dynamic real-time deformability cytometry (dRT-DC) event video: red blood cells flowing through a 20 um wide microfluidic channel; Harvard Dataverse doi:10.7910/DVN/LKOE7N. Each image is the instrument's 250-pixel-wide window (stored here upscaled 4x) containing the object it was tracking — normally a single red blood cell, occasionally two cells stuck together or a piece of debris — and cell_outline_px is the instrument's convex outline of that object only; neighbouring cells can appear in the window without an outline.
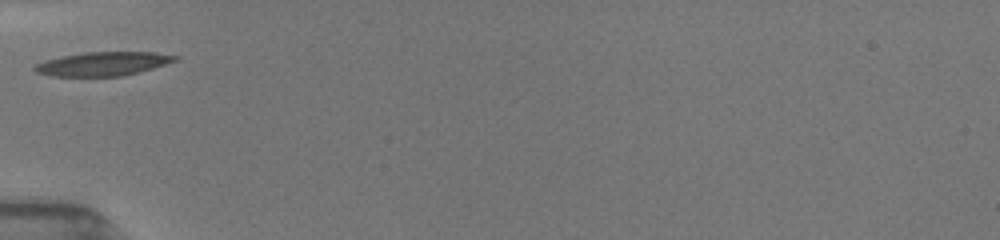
{"species": "common noctule bat (a hibernating species)", "species_latin": "Nyctalus noctula", "temperature_condition": "room temperature", "stored_images_in_passage": 3, "camera_frame_rate_fps": 3000, "um_per_image_px": 0.085, "animal": {"sex": "female", "body_mass_g": 19.5, "forearm_length_mm": 54.1}, "frame": {"image": 1, "passage_image": 1, "time_ms": 0.0, "image_size_px": [1000, 240], "cell_outline_px": [[180, 60], [140, 72], [124, 76], [52, 76], [36, 72], [32, 68], [36, 64], [44, 60], [84, 52], [156, 52], [180, 56]], "centroid_in_image_um": [8.81, 5.42], "position_along_channel_um": 76.2, "area_um2": 19.65}}
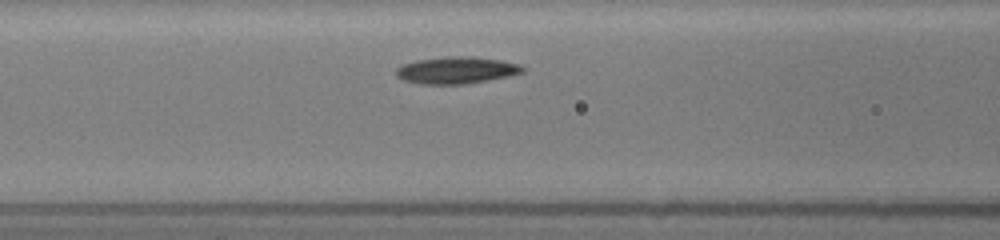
{"frame": {"image": 2, "passage_image": 3, "time_ms": 1.333, "image_size_px": [1000, 240], "cell_outline_px": [[524, 72], [508, 76], [488, 80], [464, 84], [420, 84], [404, 80], [396, 76], [396, 68], [404, 64], [416, 60], [444, 56], [472, 56], [500, 60], [520, 64], [524, 68]], "centroid_in_image_um": [38.79, 5.96], "position_along_channel_um": 127.8, "area_um2": 19.88}}